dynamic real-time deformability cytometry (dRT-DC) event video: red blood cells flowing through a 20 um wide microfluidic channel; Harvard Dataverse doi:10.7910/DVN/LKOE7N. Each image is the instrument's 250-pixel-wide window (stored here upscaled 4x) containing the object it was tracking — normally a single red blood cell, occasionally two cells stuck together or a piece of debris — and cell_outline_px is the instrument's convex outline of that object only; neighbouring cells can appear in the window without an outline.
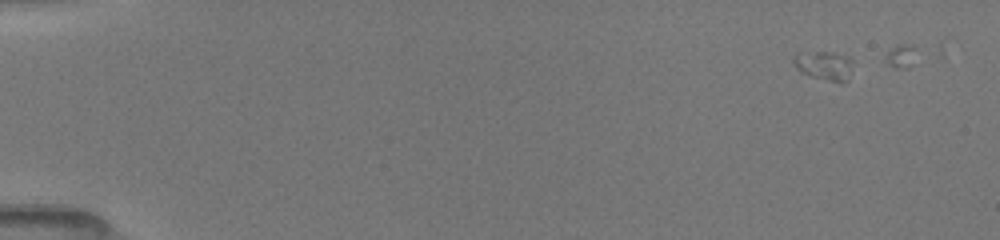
{"species": "common noctule bat (a hibernating species)", "species_latin": "Nyctalus noctula", "temperature_condition": "room temperature", "stored_images_in_passage": 43, "camera_frame_rate_fps": 3000, "um_per_image_px": 0.085, "animal": {"sex": "female", "body_mass_g": 19.5, "forearm_length_mm": 54.1}, "frame": {"image": 1, "passage_image": 6, "time_ms": 1.667, "image_size_px": [1000, 240], "cell_outline_px": [[852, 60], [848, 80], [844, 84], [840, 84], [812, 76], [796, 68], [792, 60], [792, 56], [796, 52], [832, 52], [848, 56]], "centroid_in_image_um": [70.05, 5.57], "position_along_channel_um": 14.9, "area_um2": 10.17}}
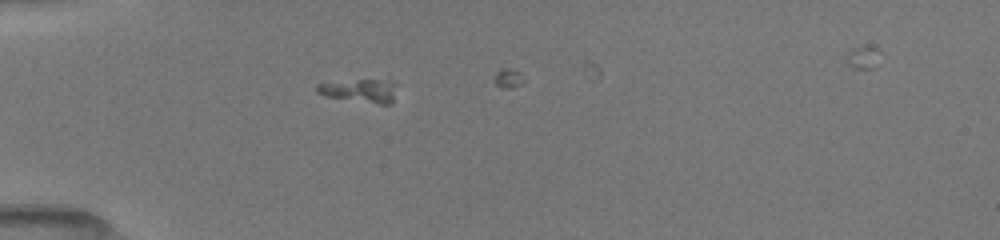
{"frame": {"image": 2, "passage_image": 18, "time_ms": 5.667, "image_size_px": [1000, 240], "cell_outline_px": [[396, 84], [392, 104], [380, 104], [324, 96], [316, 92], [316, 84], [356, 80], [380, 80]], "centroid_in_image_um": [30.57, 7.72], "position_along_channel_um": 54.4, "area_um2": 10.58}}